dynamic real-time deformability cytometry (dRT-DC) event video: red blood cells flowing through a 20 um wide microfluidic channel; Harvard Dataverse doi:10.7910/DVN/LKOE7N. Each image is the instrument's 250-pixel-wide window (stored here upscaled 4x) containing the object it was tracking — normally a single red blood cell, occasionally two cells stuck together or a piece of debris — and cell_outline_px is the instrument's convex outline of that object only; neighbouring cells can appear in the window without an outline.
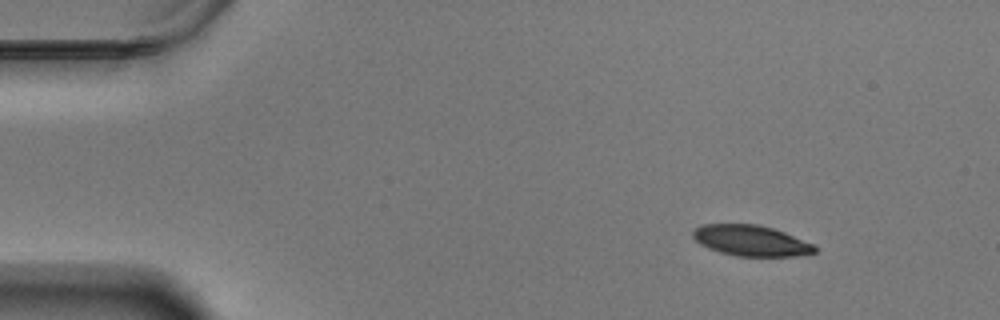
{"species": "Egyptian fruit bat (a non-hibernating species)", "species_latin": "Rousettus aegyptiacus", "temperature_condition": "warm", "stored_images_in_passage": 52, "camera_frame_rate_fps": 3000, "um_per_image_px": 0.085, "animal": {"sex": "male"}, "frame": {"image": 1, "passage_image": 1, "time_ms": 0.0, "image_size_px": [1000, 320], "cell_outline_px": [[816, 252], [796, 256], [736, 256], [720, 252], [708, 248], [700, 244], [692, 236], [692, 232], [700, 224], [756, 224], [772, 228], [784, 232], [812, 244], [816, 248]], "centroid_in_image_um": [63.79, 20.45], "position_along_channel_um": 21.2, "area_um2": 21.68}}
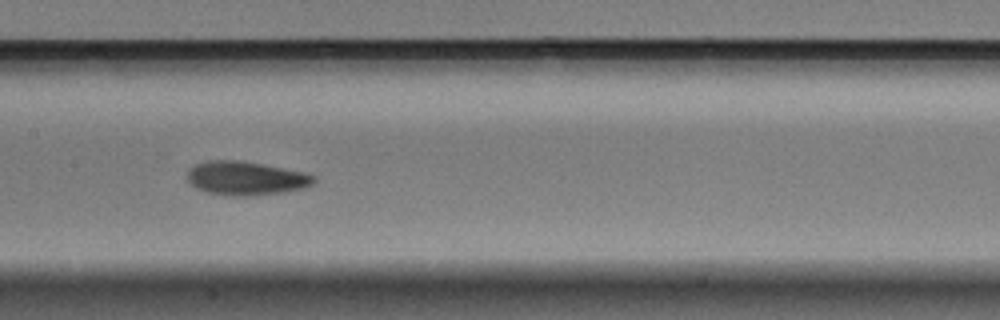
{"frame": {"image": 2, "passage_image": 23, "time_ms": 7.333, "image_size_px": [1000, 320], "cell_outline_px": [[316, 180], [312, 184], [304, 188], [280, 192], [252, 196], [232, 196], [208, 192], [196, 188], [188, 180], [188, 168], [196, 164], [208, 160], [240, 160], [304, 172], [316, 176]], "centroid_in_image_um": [20.89, 15.14], "position_along_channel_um": 186.5, "area_um2": 24.8}}
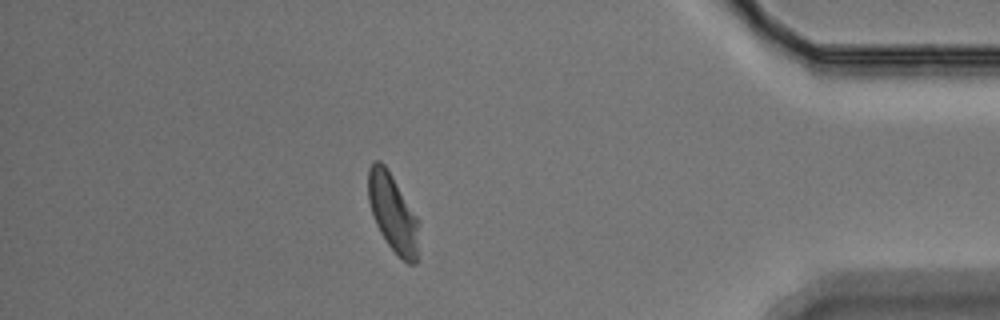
{"frame": {"image": 3, "passage_image": 45, "time_ms": 14.667, "image_size_px": [1000, 320], "cell_outline_px": [[416, 264], [408, 264], [388, 244], [380, 232], [376, 224], [368, 200], [368, 168], [372, 160], [380, 160], [388, 168], [416, 216]], "centroid_in_image_um": [33.32, 18.0], "position_along_channel_um": 401.9, "area_um2": 22.25}, "authors_computed_cell_mechanics": {"area_um2": 23.8136, "velocity_mm_per_s": 3.4572, "shape_relaxation_time_tau1_ms": 3.3676, "shape_relaxation_time_tau2_ms": 2.4934, "deformation_change_tau1": 0.1355, "deformation_change_tau2": 0.0795}}